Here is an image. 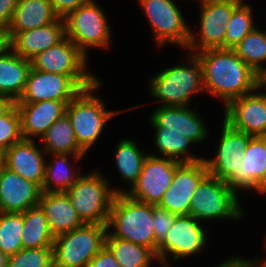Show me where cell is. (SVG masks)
I'll list each match as a JSON object with an SVG mask.
<instances>
[{
  "label": "cell",
  "instance_id": "cell-21",
  "mask_svg": "<svg viewBox=\"0 0 266 267\" xmlns=\"http://www.w3.org/2000/svg\"><path fill=\"white\" fill-rule=\"evenodd\" d=\"M33 140H21L5 150L4 167L17 173L40 189L44 181L46 153Z\"/></svg>",
  "mask_w": 266,
  "mask_h": 267
},
{
  "label": "cell",
  "instance_id": "cell-26",
  "mask_svg": "<svg viewBox=\"0 0 266 267\" xmlns=\"http://www.w3.org/2000/svg\"><path fill=\"white\" fill-rule=\"evenodd\" d=\"M31 61L15 54L11 49L0 56V95L8 97L13 103L21 96Z\"/></svg>",
  "mask_w": 266,
  "mask_h": 267
},
{
  "label": "cell",
  "instance_id": "cell-42",
  "mask_svg": "<svg viewBox=\"0 0 266 267\" xmlns=\"http://www.w3.org/2000/svg\"><path fill=\"white\" fill-rule=\"evenodd\" d=\"M10 50V37L8 30L0 27V56Z\"/></svg>",
  "mask_w": 266,
  "mask_h": 267
},
{
  "label": "cell",
  "instance_id": "cell-17",
  "mask_svg": "<svg viewBox=\"0 0 266 267\" xmlns=\"http://www.w3.org/2000/svg\"><path fill=\"white\" fill-rule=\"evenodd\" d=\"M222 134L216 150V156L205 159L209 175L227 181L236 171H239L244 150L252 136L231 128L223 121Z\"/></svg>",
  "mask_w": 266,
  "mask_h": 267
},
{
  "label": "cell",
  "instance_id": "cell-35",
  "mask_svg": "<svg viewBox=\"0 0 266 267\" xmlns=\"http://www.w3.org/2000/svg\"><path fill=\"white\" fill-rule=\"evenodd\" d=\"M252 6L242 1L231 15L224 37V49H233L247 34L256 28Z\"/></svg>",
  "mask_w": 266,
  "mask_h": 267
},
{
  "label": "cell",
  "instance_id": "cell-38",
  "mask_svg": "<svg viewBox=\"0 0 266 267\" xmlns=\"http://www.w3.org/2000/svg\"><path fill=\"white\" fill-rule=\"evenodd\" d=\"M177 216L170 211L153 205V227L155 241L160 244L167 236L168 230L173 225Z\"/></svg>",
  "mask_w": 266,
  "mask_h": 267
},
{
  "label": "cell",
  "instance_id": "cell-4",
  "mask_svg": "<svg viewBox=\"0 0 266 267\" xmlns=\"http://www.w3.org/2000/svg\"><path fill=\"white\" fill-rule=\"evenodd\" d=\"M97 172L80 175L65 193L84 224L107 225L115 195L125 190L111 189L109 180Z\"/></svg>",
  "mask_w": 266,
  "mask_h": 267
},
{
  "label": "cell",
  "instance_id": "cell-8",
  "mask_svg": "<svg viewBox=\"0 0 266 267\" xmlns=\"http://www.w3.org/2000/svg\"><path fill=\"white\" fill-rule=\"evenodd\" d=\"M87 60L88 57L68 37H65L58 44L35 56L31 60V67L42 72L69 76L82 89H87L98 81L86 70Z\"/></svg>",
  "mask_w": 266,
  "mask_h": 267
},
{
  "label": "cell",
  "instance_id": "cell-5",
  "mask_svg": "<svg viewBox=\"0 0 266 267\" xmlns=\"http://www.w3.org/2000/svg\"><path fill=\"white\" fill-rule=\"evenodd\" d=\"M100 85L101 81L98 80L91 87L81 90L67 104L65 110L73 126L76 141L85 153L100 138L105 123L122 112L105 109L102 100L92 94Z\"/></svg>",
  "mask_w": 266,
  "mask_h": 267
},
{
  "label": "cell",
  "instance_id": "cell-19",
  "mask_svg": "<svg viewBox=\"0 0 266 267\" xmlns=\"http://www.w3.org/2000/svg\"><path fill=\"white\" fill-rule=\"evenodd\" d=\"M196 108L189 106H159L150 116L152 127H162L163 132L180 133L194 143L207 138V127ZM205 139V140H204Z\"/></svg>",
  "mask_w": 266,
  "mask_h": 267
},
{
  "label": "cell",
  "instance_id": "cell-28",
  "mask_svg": "<svg viewBox=\"0 0 266 267\" xmlns=\"http://www.w3.org/2000/svg\"><path fill=\"white\" fill-rule=\"evenodd\" d=\"M23 249L53 247L52 234L44 211L38 205L23 212Z\"/></svg>",
  "mask_w": 266,
  "mask_h": 267
},
{
  "label": "cell",
  "instance_id": "cell-33",
  "mask_svg": "<svg viewBox=\"0 0 266 267\" xmlns=\"http://www.w3.org/2000/svg\"><path fill=\"white\" fill-rule=\"evenodd\" d=\"M233 50L255 73L263 69L266 61V31L255 28Z\"/></svg>",
  "mask_w": 266,
  "mask_h": 267
},
{
  "label": "cell",
  "instance_id": "cell-27",
  "mask_svg": "<svg viewBox=\"0 0 266 267\" xmlns=\"http://www.w3.org/2000/svg\"><path fill=\"white\" fill-rule=\"evenodd\" d=\"M40 140L46 154H70L75 162L85 156V152L76 141L73 126L66 113L46 130Z\"/></svg>",
  "mask_w": 266,
  "mask_h": 267
},
{
  "label": "cell",
  "instance_id": "cell-41",
  "mask_svg": "<svg viewBox=\"0 0 266 267\" xmlns=\"http://www.w3.org/2000/svg\"><path fill=\"white\" fill-rule=\"evenodd\" d=\"M18 0H0V27L8 30Z\"/></svg>",
  "mask_w": 266,
  "mask_h": 267
},
{
  "label": "cell",
  "instance_id": "cell-14",
  "mask_svg": "<svg viewBox=\"0 0 266 267\" xmlns=\"http://www.w3.org/2000/svg\"><path fill=\"white\" fill-rule=\"evenodd\" d=\"M208 174L204 160L182 162L176 168L173 181L157 206L176 216L189 215L191 198Z\"/></svg>",
  "mask_w": 266,
  "mask_h": 267
},
{
  "label": "cell",
  "instance_id": "cell-15",
  "mask_svg": "<svg viewBox=\"0 0 266 267\" xmlns=\"http://www.w3.org/2000/svg\"><path fill=\"white\" fill-rule=\"evenodd\" d=\"M81 90L83 89L69 76L42 72L31 67L24 90L14 103L54 100L67 105Z\"/></svg>",
  "mask_w": 266,
  "mask_h": 267
},
{
  "label": "cell",
  "instance_id": "cell-10",
  "mask_svg": "<svg viewBox=\"0 0 266 267\" xmlns=\"http://www.w3.org/2000/svg\"><path fill=\"white\" fill-rule=\"evenodd\" d=\"M242 1L243 0H205L203 3L199 4L201 5L199 20L200 34L197 38L194 32L191 31L186 50L195 54L207 49H224V37L227 25L233 10Z\"/></svg>",
  "mask_w": 266,
  "mask_h": 267
},
{
  "label": "cell",
  "instance_id": "cell-7",
  "mask_svg": "<svg viewBox=\"0 0 266 267\" xmlns=\"http://www.w3.org/2000/svg\"><path fill=\"white\" fill-rule=\"evenodd\" d=\"M239 203L238 195L225 181L208 174L191 198L189 215L199 221L238 220L244 213Z\"/></svg>",
  "mask_w": 266,
  "mask_h": 267
},
{
  "label": "cell",
  "instance_id": "cell-43",
  "mask_svg": "<svg viewBox=\"0 0 266 267\" xmlns=\"http://www.w3.org/2000/svg\"><path fill=\"white\" fill-rule=\"evenodd\" d=\"M217 267H246V259L244 257H231L221 262Z\"/></svg>",
  "mask_w": 266,
  "mask_h": 267
},
{
  "label": "cell",
  "instance_id": "cell-30",
  "mask_svg": "<svg viewBox=\"0 0 266 267\" xmlns=\"http://www.w3.org/2000/svg\"><path fill=\"white\" fill-rule=\"evenodd\" d=\"M49 165H45L44 181L41 192L65 193L80 176L74 173L76 168L68 162L70 154H54ZM69 156V157H68ZM69 163V164H68Z\"/></svg>",
  "mask_w": 266,
  "mask_h": 267
},
{
  "label": "cell",
  "instance_id": "cell-20",
  "mask_svg": "<svg viewBox=\"0 0 266 267\" xmlns=\"http://www.w3.org/2000/svg\"><path fill=\"white\" fill-rule=\"evenodd\" d=\"M41 189L17 173L0 170V212L23 213L38 206Z\"/></svg>",
  "mask_w": 266,
  "mask_h": 267
},
{
  "label": "cell",
  "instance_id": "cell-49",
  "mask_svg": "<svg viewBox=\"0 0 266 267\" xmlns=\"http://www.w3.org/2000/svg\"><path fill=\"white\" fill-rule=\"evenodd\" d=\"M258 261L259 260L256 261L258 263V265H260L261 267H266V259L263 262L261 261V263Z\"/></svg>",
  "mask_w": 266,
  "mask_h": 267
},
{
  "label": "cell",
  "instance_id": "cell-1",
  "mask_svg": "<svg viewBox=\"0 0 266 267\" xmlns=\"http://www.w3.org/2000/svg\"><path fill=\"white\" fill-rule=\"evenodd\" d=\"M195 55L202 67L204 90L220 98L225 106L257 89V73L233 49H207Z\"/></svg>",
  "mask_w": 266,
  "mask_h": 267
},
{
  "label": "cell",
  "instance_id": "cell-29",
  "mask_svg": "<svg viewBox=\"0 0 266 267\" xmlns=\"http://www.w3.org/2000/svg\"><path fill=\"white\" fill-rule=\"evenodd\" d=\"M105 246L114 255L121 267H150L156 255L148 248L130 241L113 238L108 232Z\"/></svg>",
  "mask_w": 266,
  "mask_h": 267
},
{
  "label": "cell",
  "instance_id": "cell-50",
  "mask_svg": "<svg viewBox=\"0 0 266 267\" xmlns=\"http://www.w3.org/2000/svg\"><path fill=\"white\" fill-rule=\"evenodd\" d=\"M204 1H205V0H199V2H200L199 4L203 3Z\"/></svg>",
  "mask_w": 266,
  "mask_h": 267
},
{
  "label": "cell",
  "instance_id": "cell-24",
  "mask_svg": "<svg viewBox=\"0 0 266 267\" xmlns=\"http://www.w3.org/2000/svg\"><path fill=\"white\" fill-rule=\"evenodd\" d=\"M38 205L44 211L54 237L70 232L84 224L66 193L42 192Z\"/></svg>",
  "mask_w": 266,
  "mask_h": 267
},
{
  "label": "cell",
  "instance_id": "cell-44",
  "mask_svg": "<svg viewBox=\"0 0 266 267\" xmlns=\"http://www.w3.org/2000/svg\"><path fill=\"white\" fill-rule=\"evenodd\" d=\"M14 103L6 96L0 95V116L5 113Z\"/></svg>",
  "mask_w": 266,
  "mask_h": 267
},
{
  "label": "cell",
  "instance_id": "cell-11",
  "mask_svg": "<svg viewBox=\"0 0 266 267\" xmlns=\"http://www.w3.org/2000/svg\"><path fill=\"white\" fill-rule=\"evenodd\" d=\"M149 24L152 26L157 44L181 45L186 49L190 40L191 28L174 0H139Z\"/></svg>",
  "mask_w": 266,
  "mask_h": 267
},
{
  "label": "cell",
  "instance_id": "cell-3",
  "mask_svg": "<svg viewBox=\"0 0 266 267\" xmlns=\"http://www.w3.org/2000/svg\"><path fill=\"white\" fill-rule=\"evenodd\" d=\"M186 64L169 67L151 77L150 94L159 99L160 106H188L193 94L204 90L202 67L197 56L191 53Z\"/></svg>",
  "mask_w": 266,
  "mask_h": 267
},
{
  "label": "cell",
  "instance_id": "cell-39",
  "mask_svg": "<svg viewBox=\"0 0 266 267\" xmlns=\"http://www.w3.org/2000/svg\"><path fill=\"white\" fill-rule=\"evenodd\" d=\"M95 0H50L54 13L65 18L70 12Z\"/></svg>",
  "mask_w": 266,
  "mask_h": 267
},
{
  "label": "cell",
  "instance_id": "cell-23",
  "mask_svg": "<svg viewBox=\"0 0 266 267\" xmlns=\"http://www.w3.org/2000/svg\"><path fill=\"white\" fill-rule=\"evenodd\" d=\"M14 104L20 115L21 132L25 140H33V136L41 139L46 130L65 114L67 106L62 101L54 100Z\"/></svg>",
  "mask_w": 266,
  "mask_h": 267
},
{
  "label": "cell",
  "instance_id": "cell-37",
  "mask_svg": "<svg viewBox=\"0 0 266 267\" xmlns=\"http://www.w3.org/2000/svg\"><path fill=\"white\" fill-rule=\"evenodd\" d=\"M21 140H23L21 119L16 105L13 104L0 116V150L5 152Z\"/></svg>",
  "mask_w": 266,
  "mask_h": 267
},
{
  "label": "cell",
  "instance_id": "cell-47",
  "mask_svg": "<svg viewBox=\"0 0 266 267\" xmlns=\"http://www.w3.org/2000/svg\"><path fill=\"white\" fill-rule=\"evenodd\" d=\"M257 259H246V267H257V262H256ZM258 267H261V266H258Z\"/></svg>",
  "mask_w": 266,
  "mask_h": 267
},
{
  "label": "cell",
  "instance_id": "cell-9",
  "mask_svg": "<svg viewBox=\"0 0 266 267\" xmlns=\"http://www.w3.org/2000/svg\"><path fill=\"white\" fill-rule=\"evenodd\" d=\"M106 17L95 1L82 5L64 18L66 37L86 57L89 47L109 48L111 31Z\"/></svg>",
  "mask_w": 266,
  "mask_h": 267
},
{
  "label": "cell",
  "instance_id": "cell-40",
  "mask_svg": "<svg viewBox=\"0 0 266 267\" xmlns=\"http://www.w3.org/2000/svg\"><path fill=\"white\" fill-rule=\"evenodd\" d=\"M86 267H121L111 251L104 246Z\"/></svg>",
  "mask_w": 266,
  "mask_h": 267
},
{
  "label": "cell",
  "instance_id": "cell-45",
  "mask_svg": "<svg viewBox=\"0 0 266 267\" xmlns=\"http://www.w3.org/2000/svg\"><path fill=\"white\" fill-rule=\"evenodd\" d=\"M266 87V67L264 66L263 69L257 74V89ZM266 94V93H264Z\"/></svg>",
  "mask_w": 266,
  "mask_h": 267
},
{
  "label": "cell",
  "instance_id": "cell-36",
  "mask_svg": "<svg viewBox=\"0 0 266 267\" xmlns=\"http://www.w3.org/2000/svg\"><path fill=\"white\" fill-rule=\"evenodd\" d=\"M7 267H53V248L21 249L8 256Z\"/></svg>",
  "mask_w": 266,
  "mask_h": 267
},
{
  "label": "cell",
  "instance_id": "cell-2",
  "mask_svg": "<svg viewBox=\"0 0 266 267\" xmlns=\"http://www.w3.org/2000/svg\"><path fill=\"white\" fill-rule=\"evenodd\" d=\"M113 228L114 231H109ZM113 238L133 242L150 249L157 257L158 243L153 227V204L131 199L125 193L116 194L107 223Z\"/></svg>",
  "mask_w": 266,
  "mask_h": 267
},
{
  "label": "cell",
  "instance_id": "cell-12",
  "mask_svg": "<svg viewBox=\"0 0 266 267\" xmlns=\"http://www.w3.org/2000/svg\"><path fill=\"white\" fill-rule=\"evenodd\" d=\"M177 160L149 153L144 160L138 181L125 191L131 199L158 205L164 193L171 185L176 168L181 164Z\"/></svg>",
  "mask_w": 266,
  "mask_h": 267
},
{
  "label": "cell",
  "instance_id": "cell-34",
  "mask_svg": "<svg viewBox=\"0 0 266 267\" xmlns=\"http://www.w3.org/2000/svg\"><path fill=\"white\" fill-rule=\"evenodd\" d=\"M23 227L22 213L0 212V250L5 255L11 256L23 249Z\"/></svg>",
  "mask_w": 266,
  "mask_h": 267
},
{
  "label": "cell",
  "instance_id": "cell-22",
  "mask_svg": "<svg viewBox=\"0 0 266 267\" xmlns=\"http://www.w3.org/2000/svg\"><path fill=\"white\" fill-rule=\"evenodd\" d=\"M10 49L17 55L31 61L46 49L58 44L66 37L64 18L19 33H9Z\"/></svg>",
  "mask_w": 266,
  "mask_h": 267
},
{
  "label": "cell",
  "instance_id": "cell-6",
  "mask_svg": "<svg viewBox=\"0 0 266 267\" xmlns=\"http://www.w3.org/2000/svg\"><path fill=\"white\" fill-rule=\"evenodd\" d=\"M107 225L82 224L53 242V267H86L105 246Z\"/></svg>",
  "mask_w": 266,
  "mask_h": 267
},
{
  "label": "cell",
  "instance_id": "cell-46",
  "mask_svg": "<svg viewBox=\"0 0 266 267\" xmlns=\"http://www.w3.org/2000/svg\"><path fill=\"white\" fill-rule=\"evenodd\" d=\"M8 256L0 250V267H7Z\"/></svg>",
  "mask_w": 266,
  "mask_h": 267
},
{
  "label": "cell",
  "instance_id": "cell-32",
  "mask_svg": "<svg viewBox=\"0 0 266 267\" xmlns=\"http://www.w3.org/2000/svg\"><path fill=\"white\" fill-rule=\"evenodd\" d=\"M155 129V147L164 158H171L179 162H197L204 160L188 153V148L194 144L190 139L180 133L163 132L162 127H153ZM188 153V154H187Z\"/></svg>",
  "mask_w": 266,
  "mask_h": 267
},
{
  "label": "cell",
  "instance_id": "cell-13",
  "mask_svg": "<svg viewBox=\"0 0 266 267\" xmlns=\"http://www.w3.org/2000/svg\"><path fill=\"white\" fill-rule=\"evenodd\" d=\"M207 243V233L199 220L190 215L177 216L165 239L158 245L157 260L169 267L167 256L173 260L199 252Z\"/></svg>",
  "mask_w": 266,
  "mask_h": 267
},
{
  "label": "cell",
  "instance_id": "cell-25",
  "mask_svg": "<svg viewBox=\"0 0 266 267\" xmlns=\"http://www.w3.org/2000/svg\"><path fill=\"white\" fill-rule=\"evenodd\" d=\"M58 18L50 0H18L8 26V33L37 29Z\"/></svg>",
  "mask_w": 266,
  "mask_h": 267
},
{
  "label": "cell",
  "instance_id": "cell-48",
  "mask_svg": "<svg viewBox=\"0 0 266 267\" xmlns=\"http://www.w3.org/2000/svg\"><path fill=\"white\" fill-rule=\"evenodd\" d=\"M5 152L0 150V170L4 167Z\"/></svg>",
  "mask_w": 266,
  "mask_h": 267
},
{
  "label": "cell",
  "instance_id": "cell-16",
  "mask_svg": "<svg viewBox=\"0 0 266 267\" xmlns=\"http://www.w3.org/2000/svg\"><path fill=\"white\" fill-rule=\"evenodd\" d=\"M251 92L225 106L224 122L252 137L266 136V94Z\"/></svg>",
  "mask_w": 266,
  "mask_h": 267
},
{
  "label": "cell",
  "instance_id": "cell-31",
  "mask_svg": "<svg viewBox=\"0 0 266 267\" xmlns=\"http://www.w3.org/2000/svg\"><path fill=\"white\" fill-rule=\"evenodd\" d=\"M115 162L122 180L131 183L132 186L138 181L142 171L144 160L148 153H144L137 143L130 139H121L115 151Z\"/></svg>",
  "mask_w": 266,
  "mask_h": 267
},
{
  "label": "cell",
  "instance_id": "cell-18",
  "mask_svg": "<svg viewBox=\"0 0 266 267\" xmlns=\"http://www.w3.org/2000/svg\"><path fill=\"white\" fill-rule=\"evenodd\" d=\"M226 183L236 194L238 188L266 193V139L263 136L250 138L239 171Z\"/></svg>",
  "mask_w": 266,
  "mask_h": 267
}]
</instances>
